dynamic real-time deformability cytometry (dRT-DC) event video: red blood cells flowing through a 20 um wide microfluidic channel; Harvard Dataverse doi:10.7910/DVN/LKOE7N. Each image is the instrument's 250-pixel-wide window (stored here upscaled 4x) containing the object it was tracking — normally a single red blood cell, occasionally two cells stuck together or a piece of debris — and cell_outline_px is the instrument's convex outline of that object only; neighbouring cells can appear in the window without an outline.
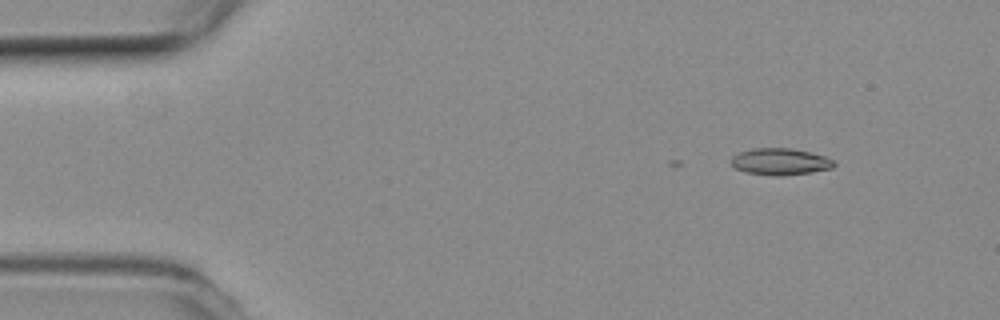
{"species": "common noctule bat (a hibernating species)", "species_latin": "Nyctalus noctula", "temperature_condition": "room temperature", "stored_images_in_passage": 12, "camera_frame_rate_fps": 3000, "um_per_image_px": 0.085, "animal": {"sex": "female", "body_mass_g": 19.3, "forearm_length_mm": 54.1}, "frame": {"image": 1, "passage_image": 1, "time_ms": 0.0, "image_size_px": [1000, 320], "cell_outline_px": [[836, 164], [832, 168], [812, 172], [776, 176], [748, 172], [736, 168], [732, 164], [732, 156], [740, 152], [752, 148], [792, 148], [824, 156], [832, 160]], "centroid_in_image_um": [66.32, 13.73], "position_along_channel_um": 18.7, "area_um2": 15.72}}
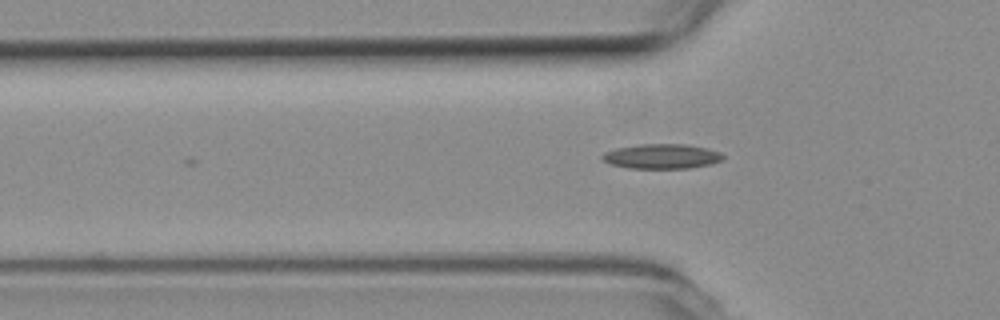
{"frame": {"image": 2, "passage_image": 12, "time_ms": 3.667, "image_size_px": [1000, 320], "cell_outline_px": [[724, 160], [712, 164], [688, 168], [628, 168], [612, 164], [600, 160], [600, 156], [604, 152], [616, 148], [640, 144], [684, 144], [704, 148], [720, 152], [724, 156]], "centroid_in_image_um": [56.23, 13.29], "position_along_channel_um": 69.6, "area_um2": 17.46}}